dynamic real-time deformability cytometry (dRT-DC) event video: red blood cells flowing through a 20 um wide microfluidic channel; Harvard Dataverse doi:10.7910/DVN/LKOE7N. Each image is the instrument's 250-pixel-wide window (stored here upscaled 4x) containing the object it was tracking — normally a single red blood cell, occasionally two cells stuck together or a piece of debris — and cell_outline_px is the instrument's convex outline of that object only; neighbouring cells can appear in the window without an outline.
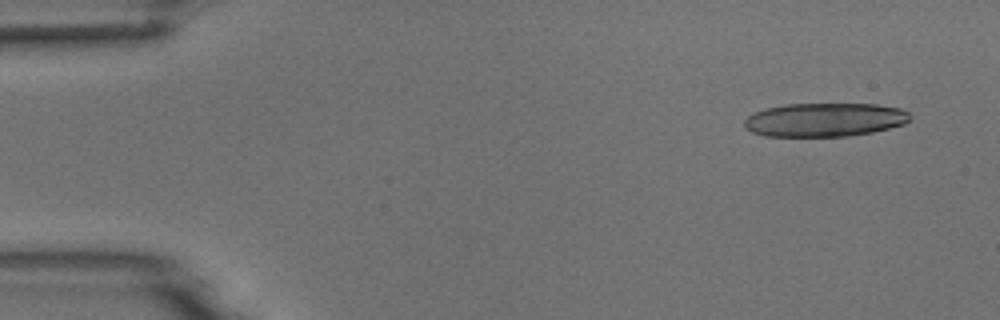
{"species": "common noctule bat (a hibernating species)", "species_latin": "Nyctalus noctula", "temperature_condition": "room temperature", "stored_images_in_passage": 7, "camera_frame_rate_fps": 3000, "um_per_image_px": 0.085, "animal": {"sex": "male", "body_mass_g": 18.8}, "frame": {"image": 1, "passage_image": 1, "time_ms": 0.0, "image_size_px": [1000, 320], "cell_outline_px": [[912, 120], [904, 124], [872, 132], [848, 136], [764, 136], [752, 132], [744, 128], [744, 120], [748, 116], [764, 108], [788, 104], [876, 104], [900, 108], [908, 112], [912, 116]], "centroid_in_image_um": [70.11, 10.18], "position_along_channel_um": 14.9, "area_um2": 32.66}}
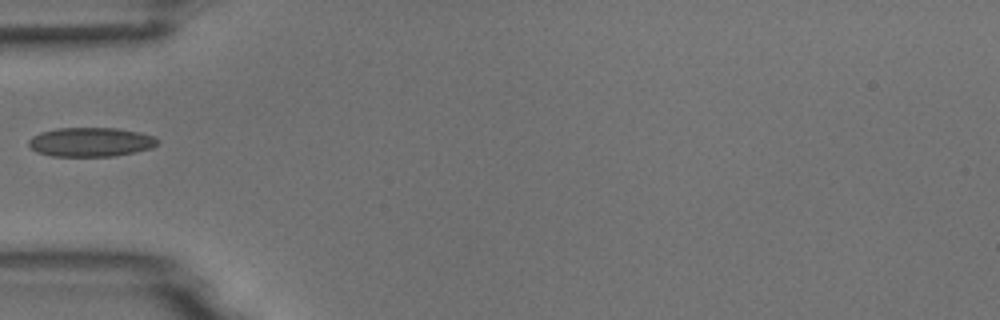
{"frame": {"image": 2, "passage_image": 5, "time_ms": 4.667, "image_size_px": [1000, 320], "cell_outline_px": [[160, 140], [152, 148], [136, 152], [112, 156], [52, 156], [36, 152], [28, 144], [28, 140], [32, 136], [40, 132], [56, 128], [116, 128], [140, 132], [156, 136]], "centroid_in_image_um": [7.72, 12.07], "position_along_channel_um": 77.3, "area_um2": 22.08}}